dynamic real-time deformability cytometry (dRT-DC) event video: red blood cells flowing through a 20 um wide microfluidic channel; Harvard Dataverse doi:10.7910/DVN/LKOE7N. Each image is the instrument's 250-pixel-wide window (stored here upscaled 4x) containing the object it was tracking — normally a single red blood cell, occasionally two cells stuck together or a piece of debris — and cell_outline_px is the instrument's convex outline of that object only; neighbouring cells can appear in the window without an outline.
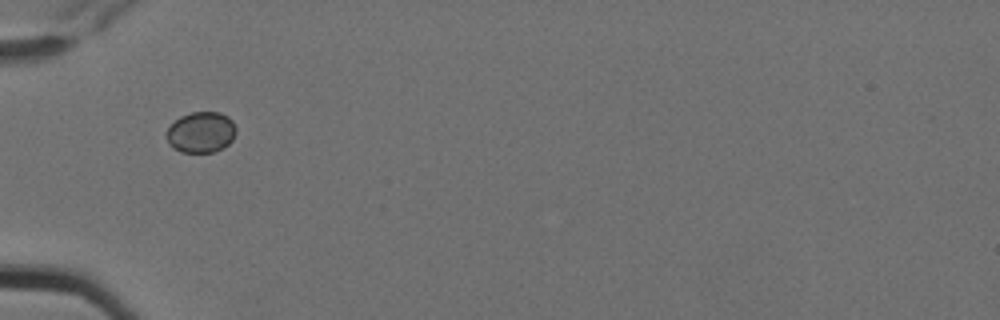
{"species": "Egyptian fruit bat (a non-hibernating species)", "species_latin": "Rousettus aegyptiacus", "temperature_condition": "cold", "stored_images_in_passage": 7, "camera_frame_rate_fps": 3000, "um_per_image_px": 0.085, "animal": {"sex": "female"}, "frame": {"image": 1, "passage_image": 1, "time_ms": 0.0, "image_size_px": [1000, 320], "cell_outline_px": [[236, 132], [232, 140], [224, 148], [212, 152], [180, 152], [172, 148], [164, 132], [180, 116], [192, 112], [220, 112], [228, 116], [232, 120], [236, 128]], "centroid_in_image_um": [17.09, 11.24], "position_along_channel_um": 67.9, "area_um2": 16.7}}
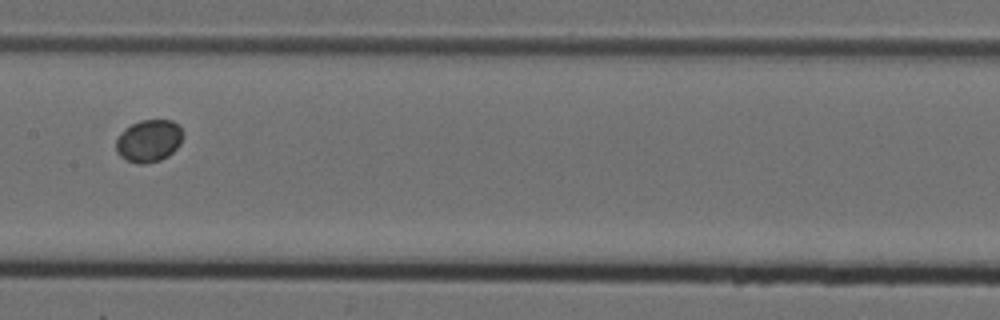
{"frame": {"image": 2, "passage_image": 4, "time_ms": 1.0, "image_size_px": [1000, 320], "cell_outline_px": [[180, 144], [168, 156], [160, 160], [144, 164], [140, 164], [128, 160], [120, 156], [116, 152], [116, 140], [120, 132], [124, 128], [140, 120], [172, 120], [180, 128]], "centroid_in_image_um": [12.6, 11.97], "position_along_channel_um": 194.8, "area_um2": 16.3}}
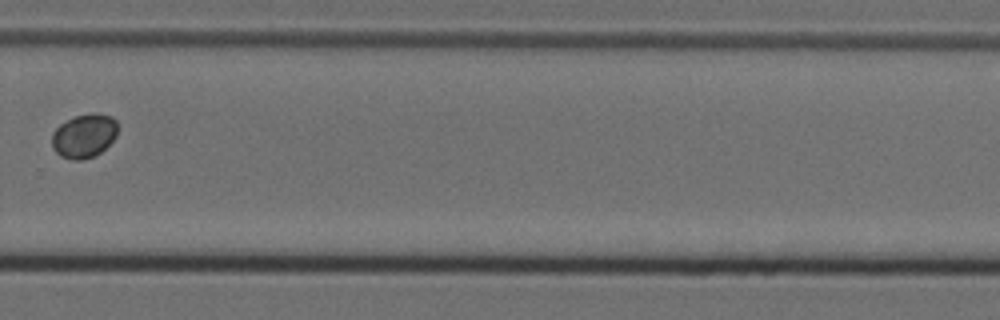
{"frame": {"image": 3, "passage_image": 7, "time_ms": 2.0, "image_size_px": [1000, 320], "cell_outline_px": [[120, 128], [116, 136], [100, 152], [84, 160], [72, 160], [60, 156], [52, 148], [52, 132], [60, 124], [72, 116], [112, 116], [116, 120]], "centroid_in_image_um": [7.13, 11.58], "position_along_channel_um": 322.7, "area_um2": 16.53}}